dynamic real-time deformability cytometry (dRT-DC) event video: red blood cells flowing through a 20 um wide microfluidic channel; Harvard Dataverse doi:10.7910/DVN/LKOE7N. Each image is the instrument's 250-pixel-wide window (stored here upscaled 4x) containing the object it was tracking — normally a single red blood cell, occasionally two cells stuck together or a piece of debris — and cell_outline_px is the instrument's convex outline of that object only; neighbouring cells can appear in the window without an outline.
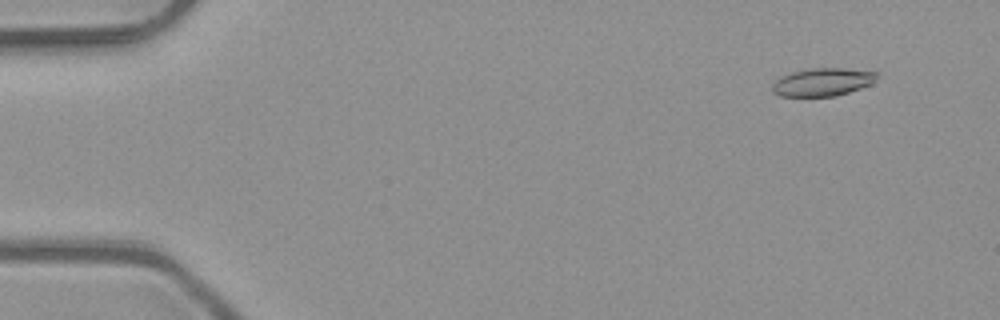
{"species": "common noctule bat (a hibernating species)", "species_latin": "Nyctalus noctula", "temperature_condition": "room temperature", "stored_images_in_passage": 5, "camera_frame_rate_fps": 3000, "um_per_image_px": 0.085, "animal": {"sex": "male", "body_mass_g": 23.1, "forearm_length_mm": 52.7}, "frame": {"image": 1, "passage_image": 2, "time_ms": 0.333, "image_size_px": [1000, 320], "cell_outline_px": [[880, 72], [876, 80], [872, 84], [836, 96], [780, 96], [772, 92], [772, 84], [776, 80], [792, 72], [812, 68], [844, 68]], "centroid_in_image_um": [69.96, 6.97], "position_along_channel_um": 15.0, "area_um2": 17.05}}
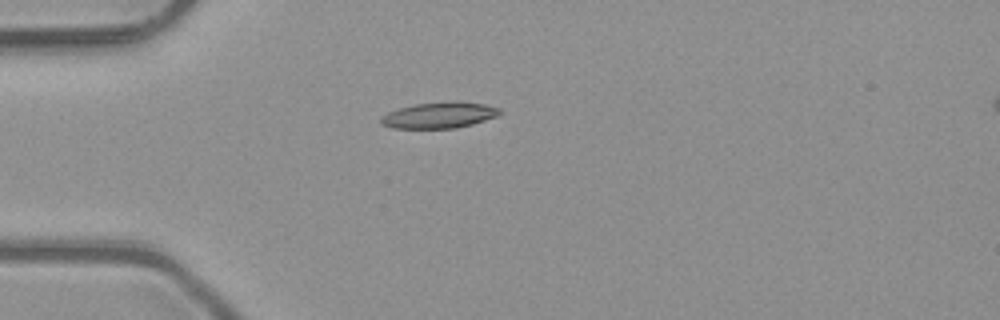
{"frame": {"image": 2, "passage_image": 4, "time_ms": 1.0, "image_size_px": [1000, 320], "cell_outline_px": [[500, 112], [496, 116], [472, 124], [456, 128], [392, 128], [380, 124], [380, 116], [388, 112], [400, 108], [416, 104], [456, 100], [484, 104], [500, 108]], "centroid_in_image_um": [37.31, 9.78], "position_along_channel_um": 47.7, "area_um2": 18.03}}